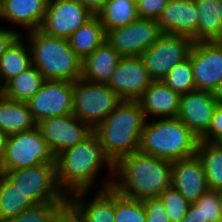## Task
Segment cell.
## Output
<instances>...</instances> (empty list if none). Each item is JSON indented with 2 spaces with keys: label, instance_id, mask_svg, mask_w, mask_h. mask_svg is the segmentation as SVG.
Wrapping results in <instances>:
<instances>
[{
  "label": "cell",
  "instance_id": "29",
  "mask_svg": "<svg viewBox=\"0 0 222 222\" xmlns=\"http://www.w3.org/2000/svg\"><path fill=\"white\" fill-rule=\"evenodd\" d=\"M197 156L202 161L209 190H222V148L215 142L200 140Z\"/></svg>",
  "mask_w": 222,
  "mask_h": 222
},
{
  "label": "cell",
  "instance_id": "32",
  "mask_svg": "<svg viewBox=\"0 0 222 222\" xmlns=\"http://www.w3.org/2000/svg\"><path fill=\"white\" fill-rule=\"evenodd\" d=\"M173 91L180 94L196 89L190 57L177 63L162 80Z\"/></svg>",
  "mask_w": 222,
  "mask_h": 222
},
{
  "label": "cell",
  "instance_id": "18",
  "mask_svg": "<svg viewBox=\"0 0 222 222\" xmlns=\"http://www.w3.org/2000/svg\"><path fill=\"white\" fill-rule=\"evenodd\" d=\"M171 186L177 189L190 203H195L209 190L205 170L197 154L173 161Z\"/></svg>",
  "mask_w": 222,
  "mask_h": 222
},
{
  "label": "cell",
  "instance_id": "9",
  "mask_svg": "<svg viewBox=\"0 0 222 222\" xmlns=\"http://www.w3.org/2000/svg\"><path fill=\"white\" fill-rule=\"evenodd\" d=\"M193 39L187 36L163 33L141 57L153 81H162L177 64L189 57Z\"/></svg>",
  "mask_w": 222,
  "mask_h": 222
},
{
  "label": "cell",
  "instance_id": "22",
  "mask_svg": "<svg viewBox=\"0 0 222 222\" xmlns=\"http://www.w3.org/2000/svg\"><path fill=\"white\" fill-rule=\"evenodd\" d=\"M36 126L27 102L0 96V128L7 135L29 131Z\"/></svg>",
  "mask_w": 222,
  "mask_h": 222
},
{
  "label": "cell",
  "instance_id": "49",
  "mask_svg": "<svg viewBox=\"0 0 222 222\" xmlns=\"http://www.w3.org/2000/svg\"><path fill=\"white\" fill-rule=\"evenodd\" d=\"M3 95V87H2V85L0 84V96H2Z\"/></svg>",
  "mask_w": 222,
  "mask_h": 222
},
{
  "label": "cell",
  "instance_id": "19",
  "mask_svg": "<svg viewBox=\"0 0 222 222\" xmlns=\"http://www.w3.org/2000/svg\"><path fill=\"white\" fill-rule=\"evenodd\" d=\"M181 94L173 91L163 81H153L137 100L146 120L156 118H175L180 108Z\"/></svg>",
  "mask_w": 222,
  "mask_h": 222
},
{
  "label": "cell",
  "instance_id": "38",
  "mask_svg": "<svg viewBox=\"0 0 222 222\" xmlns=\"http://www.w3.org/2000/svg\"><path fill=\"white\" fill-rule=\"evenodd\" d=\"M169 0H137L138 15L140 18L157 20Z\"/></svg>",
  "mask_w": 222,
  "mask_h": 222
},
{
  "label": "cell",
  "instance_id": "30",
  "mask_svg": "<svg viewBox=\"0 0 222 222\" xmlns=\"http://www.w3.org/2000/svg\"><path fill=\"white\" fill-rule=\"evenodd\" d=\"M68 213V202H49L34 205L8 222H60Z\"/></svg>",
  "mask_w": 222,
  "mask_h": 222
},
{
  "label": "cell",
  "instance_id": "41",
  "mask_svg": "<svg viewBox=\"0 0 222 222\" xmlns=\"http://www.w3.org/2000/svg\"><path fill=\"white\" fill-rule=\"evenodd\" d=\"M181 222H207L203 221L202 215L199 211V207L194 203H191L186 216L183 218Z\"/></svg>",
  "mask_w": 222,
  "mask_h": 222
},
{
  "label": "cell",
  "instance_id": "8",
  "mask_svg": "<svg viewBox=\"0 0 222 222\" xmlns=\"http://www.w3.org/2000/svg\"><path fill=\"white\" fill-rule=\"evenodd\" d=\"M4 174L34 204L68 202L56 179L55 164H41Z\"/></svg>",
  "mask_w": 222,
  "mask_h": 222
},
{
  "label": "cell",
  "instance_id": "42",
  "mask_svg": "<svg viewBox=\"0 0 222 222\" xmlns=\"http://www.w3.org/2000/svg\"><path fill=\"white\" fill-rule=\"evenodd\" d=\"M85 8H87L92 14L98 15L103 9L107 0H78Z\"/></svg>",
  "mask_w": 222,
  "mask_h": 222
},
{
  "label": "cell",
  "instance_id": "31",
  "mask_svg": "<svg viewBox=\"0 0 222 222\" xmlns=\"http://www.w3.org/2000/svg\"><path fill=\"white\" fill-rule=\"evenodd\" d=\"M156 20L137 18L133 22V37L135 45V57L150 48L163 34Z\"/></svg>",
  "mask_w": 222,
  "mask_h": 222
},
{
  "label": "cell",
  "instance_id": "20",
  "mask_svg": "<svg viewBox=\"0 0 222 222\" xmlns=\"http://www.w3.org/2000/svg\"><path fill=\"white\" fill-rule=\"evenodd\" d=\"M47 0H3V19L20 25L26 32L40 29Z\"/></svg>",
  "mask_w": 222,
  "mask_h": 222
},
{
  "label": "cell",
  "instance_id": "7",
  "mask_svg": "<svg viewBox=\"0 0 222 222\" xmlns=\"http://www.w3.org/2000/svg\"><path fill=\"white\" fill-rule=\"evenodd\" d=\"M121 101L107 84L83 78L73 82V114L92 129L103 122Z\"/></svg>",
  "mask_w": 222,
  "mask_h": 222
},
{
  "label": "cell",
  "instance_id": "11",
  "mask_svg": "<svg viewBox=\"0 0 222 222\" xmlns=\"http://www.w3.org/2000/svg\"><path fill=\"white\" fill-rule=\"evenodd\" d=\"M27 104L37 124L45 118L73 114V82L46 80Z\"/></svg>",
  "mask_w": 222,
  "mask_h": 222
},
{
  "label": "cell",
  "instance_id": "27",
  "mask_svg": "<svg viewBox=\"0 0 222 222\" xmlns=\"http://www.w3.org/2000/svg\"><path fill=\"white\" fill-rule=\"evenodd\" d=\"M97 16L106 33L129 25L139 18L135 0H107Z\"/></svg>",
  "mask_w": 222,
  "mask_h": 222
},
{
  "label": "cell",
  "instance_id": "43",
  "mask_svg": "<svg viewBox=\"0 0 222 222\" xmlns=\"http://www.w3.org/2000/svg\"><path fill=\"white\" fill-rule=\"evenodd\" d=\"M8 135L0 128V162L3 159Z\"/></svg>",
  "mask_w": 222,
  "mask_h": 222
},
{
  "label": "cell",
  "instance_id": "23",
  "mask_svg": "<svg viewBox=\"0 0 222 222\" xmlns=\"http://www.w3.org/2000/svg\"><path fill=\"white\" fill-rule=\"evenodd\" d=\"M198 14V42L222 41V0H194Z\"/></svg>",
  "mask_w": 222,
  "mask_h": 222
},
{
  "label": "cell",
  "instance_id": "39",
  "mask_svg": "<svg viewBox=\"0 0 222 222\" xmlns=\"http://www.w3.org/2000/svg\"><path fill=\"white\" fill-rule=\"evenodd\" d=\"M222 137V104L219 103L215 109L208 131L200 138L202 141L216 142Z\"/></svg>",
  "mask_w": 222,
  "mask_h": 222
},
{
  "label": "cell",
  "instance_id": "34",
  "mask_svg": "<svg viewBox=\"0 0 222 222\" xmlns=\"http://www.w3.org/2000/svg\"><path fill=\"white\" fill-rule=\"evenodd\" d=\"M170 222H181L191 205L189 201L174 187H168L159 195Z\"/></svg>",
  "mask_w": 222,
  "mask_h": 222
},
{
  "label": "cell",
  "instance_id": "33",
  "mask_svg": "<svg viewBox=\"0 0 222 222\" xmlns=\"http://www.w3.org/2000/svg\"><path fill=\"white\" fill-rule=\"evenodd\" d=\"M146 216L142 200L127 198L115 190L114 222H146Z\"/></svg>",
  "mask_w": 222,
  "mask_h": 222
},
{
  "label": "cell",
  "instance_id": "3",
  "mask_svg": "<svg viewBox=\"0 0 222 222\" xmlns=\"http://www.w3.org/2000/svg\"><path fill=\"white\" fill-rule=\"evenodd\" d=\"M146 118L138 101L122 100L93 132L105 156L115 165L121 158L139 151Z\"/></svg>",
  "mask_w": 222,
  "mask_h": 222
},
{
  "label": "cell",
  "instance_id": "6",
  "mask_svg": "<svg viewBox=\"0 0 222 222\" xmlns=\"http://www.w3.org/2000/svg\"><path fill=\"white\" fill-rule=\"evenodd\" d=\"M55 155L43 138L40 129L10 134L0 162V172H9L41 164H55Z\"/></svg>",
  "mask_w": 222,
  "mask_h": 222
},
{
  "label": "cell",
  "instance_id": "1",
  "mask_svg": "<svg viewBox=\"0 0 222 222\" xmlns=\"http://www.w3.org/2000/svg\"><path fill=\"white\" fill-rule=\"evenodd\" d=\"M103 165H106L110 172L107 182L101 185L99 190L112 187L114 165L105 156L98 136L92 132L82 142L65 149L55 157L58 185L67 197L79 191L89 192Z\"/></svg>",
  "mask_w": 222,
  "mask_h": 222
},
{
  "label": "cell",
  "instance_id": "16",
  "mask_svg": "<svg viewBox=\"0 0 222 222\" xmlns=\"http://www.w3.org/2000/svg\"><path fill=\"white\" fill-rule=\"evenodd\" d=\"M87 191H79L68 197V214L76 222H114L115 189L99 190L91 202L82 198Z\"/></svg>",
  "mask_w": 222,
  "mask_h": 222
},
{
  "label": "cell",
  "instance_id": "14",
  "mask_svg": "<svg viewBox=\"0 0 222 222\" xmlns=\"http://www.w3.org/2000/svg\"><path fill=\"white\" fill-rule=\"evenodd\" d=\"M152 82L141 56L121 57L107 85L122 100L137 101Z\"/></svg>",
  "mask_w": 222,
  "mask_h": 222
},
{
  "label": "cell",
  "instance_id": "35",
  "mask_svg": "<svg viewBox=\"0 0 222 222\" xmlns=\"http://www.w3.org/2000/svg\"><path fill=\"white\" fill-rule=\"evenodd\" d=\"M106 40L121 57H135L133 22L124 27L109 30Z\"/></svg>",
  "mask_w": 222,
  "mask_h": 222
},
{
  "label": "cell",
  "instance_id": "44",
  "mask_svg": "<svg viewBox=\"0 0 222 222\" xmlns=\"http://www.w3.org/2000/svg\"><path fill=\"white\" fill-rule=\"evenodd\" d=\"M214 97L219 103H222V79L220 80L218 86L213 91Z\"/></svg>",
  "mask_w": 222,
  "mask_h": 222
},
{
  "label": "cell",
  "instance_id": "36",
  "mask_svg": "<svg viewBox=\"0 0 222 222\" xmlns=\"http://www.w3.org/2000/svg\"><path fill=\"white\" fill-rule=\"evenodd\" d=\"M194 204L199 207L203 221L222 222L219 191L208 190Z\"/></svg>",
  "mask_w": 222,
  "mask_h": 222
},
{
  "label": "cell",
  "instance_id": "5",
  "mask_svg": "<svg viewBox=\"0 0 222 222\" xmlns=\"http://www.w3.org/2000/svg\"><path fill=\"white\" fill-rule=\"evenodd\" d=\"M32 65L46 80L74 82L82 78V59L66 38L50 36L40 29L28 32Z\"/></svg>",
  "mask_w": 222,
  "mask_h": 222
},
{
  "label": "cell",
  "instance_id": "15",
  "mask_svg": "<svg viewBox=\"0 0 222 222\" xmlns=\"http://www.w3.org/2000/svg\"><path fill=\"white\" fill-rule=\"evenodd\" d=\"M218 104L213 92L195 89L181 94L177 118L200 139L208 131Z\"/></svg>",
  "mask_w": 222,
  "mask_h": 222
},
{
  "label": "cell",
  "instance_id": "40",
  "mask_svg": "<svg viewBox=\"0 0 222 222\" xmlns=\"http://www.w3.org/2000/svg\"><path fill=\"white\" fill-rule=\"evenodd\" d=\"M20 35L17 30L0 27V57Z\"/></svg>",
  "mask_w": 222,
  "mask_h": 222
},
{
  "label": "cell",
  "instance_id": "13",
  "mask_svg": "<svg viewBox=\"0 0 222 222\" xmlns=\"http://www.w3.org/2000/svg\"><path fill=\"white\" fill-rule=\"evenodd\" d=\"M189 57L196 89L213 92L222 79V41L194 42Z\"/></svg>",
  "mask_w": 222,
  "mask_h": 222
},
{
  "label": "cell",
  "instance_id": "24",
  "mask_svg": "<svg viewBox=\"0 0 222 222\" xmlns=\"http://www.w3.org/2000/svg\"><path fill=\"white\" fill-rule=\"evenodd\" d=\"M107 33L97 15L77 29L67 40L70 48L83 60L106 41Z\"/></svg>",
  "mask_w": 222,
  "mask_h": 222
},
{
  "label": "cell",
  "instance_id": "10",
  "mask_svg": "<svg viewBox=\"0 0 222 222\" xmlns=\"http://www.w3.org/2000/svg\"><path fill=\"white\" fill-rule=\"evenodd\" d=\"M93 16L78 0H52L47 3L40 30L50 36L68 39Z\"/></svg>",
  "mask_w": 222,
  "mask_h": 222
},
{
  "label": "cell",
  "instance_id": "12",
  "mask_svg": "<svg viewBox=\"0 0 222 222\" xmlns=\"http://www.w3.org/2000/svg\"><path fill=\"white\" fill-rule=\"evenodd\" d=\"M37 127L55 156L82 142L93 132L87 123L74 114L45 118Z\"/></svg>",
  "mask_w": 222,
  "mask_h": 222
},
{
  "label": "cell",
  "instance_id": "47",
  "mask_svg": "<svg viewBox=\"0 0 222 222\" xmlns=\"http://www.w3.org/2000/svg\"><path fill=\"white\" fill-rule=\"evenodd\" d=\"M219 201H220V209L222 214V190H219Z\"/></svg>",
  "mask_w": 222,
  "mask_h": 222
},
{
  "label": "cell",
  "instance_id": "26",
  "mask_svg": "<svg viewBox=\"0 0 222 222\" xmlns=\"http://www.w3.org/2000/svg\"><path fill=\"white\" fill-rule=\"evenodd\" d=\"M45 81V77L32 65L3 87V95L14 101L27 102L41 89Z\"/></svg>",
  "mask_w": 222,
  "mask_h": 222
},
{
  "label": "cell",
  "instance_id": "21",
  "mask_svg": "<svg viewBox=\"0 0 222 222\" xmlns=\"http://www.w3.org/2000/svg\"><path fill=\"white\" fill-rule=\"evenodd\" d=\"M120 58L106 40L82 60V78L93 83L107 84Z\"/></svg>",
  "mask_w": 222,
  "mask_h": 222
},
{
  "label": "cell",
  "instance_id": "17",
  "mask_svg": "<svg viewBox=\"0 0 222 222\" xmlns=\"http://www.w3.org/2000/svg\"><path fill=\"white\" fill-rule=\"evenodd\" d=\"M198 17L194 0H169L156 21L164 33L187 36L198 42Z\"/></svg>",
  "mask_w": 222,
  "mask_h": 222
},
{
  "label": "cell",
  "instance_id": "48",
  "mask_svg": "<svg viewBox=\"0 0 222 222\" xmlns=\"http://www.w3.org/2000/svg\"><path fill=\"white\" fill-rule=\"evenodd\" d=\"M215 143H217L222 148V137H220Z\"/></svg>",
  "mask_w": 222,
  "mask_h": 222
},
{
  "label": "cell",
  "instance_id": "45",
  "mask_svg": "<svg viewBox=\"0 0 222 222\" xmlns=\"http://www.w3.org/2000/svg\"><path fill=\"white\" fill-rule=\"evenodd\" d=\"M60 222H76L68 213L61 219Z\"/></svg>",
  "mask_w": 222,
  "mask_h": 222
},
{
  "label": "cell",
  "instance_id": "2",
  "mask_svg": "<svg viewBox=\"0 0 222 222\" xmlns=\"http://www.w3.org/2000/svg\"><path fill=\"white\" fill-rule=\"evenodd\" d=\"M172 164V161L136 151L114 165L112 187L127 198L159 197L171 186Z\"/></svg>",
  "mask_w": 222,
  "mask_h": 222
},
{
  "label": "cell",
  "instance_id": "28",
  "mask_svg": "<svg viewBox=\"0 0 222 222\" xmlns=\"http://www.w3.org/2000/svg\"><path fill=\"white\" fill-rule=\"evenodd\" d=\"M34 204L0 173V222H8Z\"/></svg>",
  "mask_w": 222,
  "mask_h": 222
},
{
  "label": "cell",
  "instance_id": "37",
  "mask_svg": "<svg viewBox=\"0 0 222 222\" xmlns=\"http://www.w3.org/2000/svg\"><path fill=\"white\" fill-rule=\"evenodd\" d=\"M146 210V222H170L165 206L159 197L142 200Z\"/></svg>",
  "mask_w": 222,
  "mask_h": 222
},
{
  "label": "cell",
  "instance_id": "25",
  "mask_svg": "<svg viewBox=\"0 0 222 222\" xmlns=\"http://www.w3.org/2000/svg\"><path fill=\"white\" fill-rule=\"evenodd\" d=\"M23 38L20 35L0 57V84L2 87L32 66L31 49L30 46L25 45Z\"/></svg>",
  "mask_w": 222,
  "mask_h": 222
},
{
  "label": "cell",
  "instance_id": "46",
  "mask_svg": "<svg viewBox=\"0 0 222 222\" xmlns=\"http://www.w3.org/2000/svg\"><path fill=\"white\" fill-rule=\"evenodd\" d=\"M0 19H3V0H0Z\"/></svg>",
  "mask_w": 222,
  "mask_h": 222
},
{
  "label": "cell",
  "instance_id": "4",
  "mask_svg": "<svg viewBox=\"0 0 222 222\" xmlns=\"http://www.w3.org/2000/svg\"><path fill=\"white\" fill-rule=\"evenodd\" d=\"M200 139L177 117L146 120L139 151L157 158L176 161L197 154Z\"/></svg>",
  "mask_w": 222,
  "mask_h": 222
}]
</instances>
